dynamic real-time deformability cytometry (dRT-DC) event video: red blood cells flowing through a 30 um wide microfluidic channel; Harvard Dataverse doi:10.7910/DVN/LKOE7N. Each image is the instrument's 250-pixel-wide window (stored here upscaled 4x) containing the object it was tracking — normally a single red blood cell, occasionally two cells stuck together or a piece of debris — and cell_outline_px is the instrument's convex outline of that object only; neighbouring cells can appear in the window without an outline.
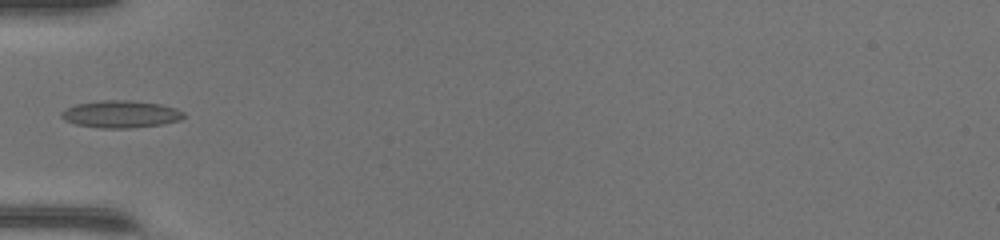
{"species": "common noctule bat (a hibernating species)", "species_latin": "Nyctalus noctula", "temperature_condition": "warm", "stored_images_in_passage": 32, "camera_frame_rate_fps": 3000, "um_per_image_px": 0.085, "animal": {"sex": "female", "body_mass_g": 17.0, "forearm_length_mm": 48.0}, "frame": {"image": 1, "passage_image": 1, "time_ms": 0.0, "image_size_px": [1000, 240], "cell_outline_px": [[184, 116], [180, 120], [164, 124], [128, 128], [100, 128], [76, 124], [64, 120], [60, 116], [60, 112], [76, 104], [100, 100], [128, 100], [160, 104], [176, 108], [184, 112]], "centroid_in_image_um": [10.26, 9.7], "position_along_channel_um": 74.7, "area_um2": 19.42}}
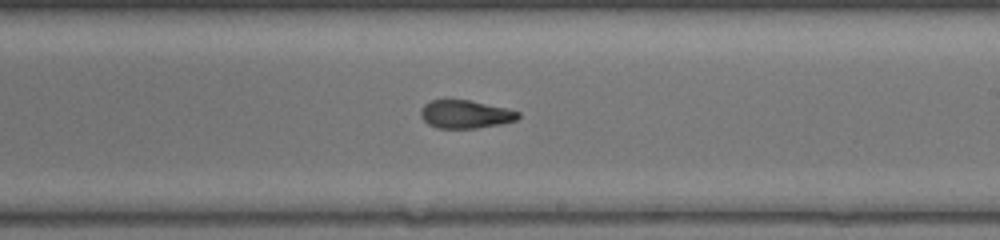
{"frame": {"image": 2, "passage_image": 13, "time_ms": 4.0, "image_size_px": [1000, 240], "cell_outline_px": [[520, 116], [516, 120], [500, 124], [476, 128], [436, 128], [428, 124], [420, 116], [420, 108], [424, 104], [432, 100], [468, 100], [504, 108], [520, 112]], "centroid_in_image_um": [39.51, 9.72], "position_along_channel_um": 249.5, "area_um2": 15.84}}
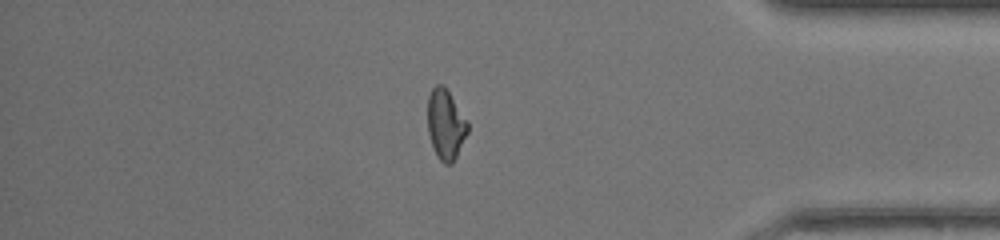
{"frame": {"image": 3, "passage_image": 25, "time_ms": 8.0, "image_size_px": [1000, 240], "cell_outline_px": [[468, 132], [452, 164], [444, 164], [436, 156], [432, 148], [428, 132], [428, 96], [432, 88], [436, 84], [444, 84], [468, 120]], "centroid_in_image_um": [37.88, 10.56], "position_along_channel_um": 397.3, "area_um2": 16.59}, "authors_computed_cell_mechanics": {"area_um2": 16.762, "velocity_mm_per_s": 4.3552, "shape_relaxation_time_tau1_ms": null, "shape_relaxation_time_tau2_ms": 1.3579, "deformation_change_tau1": null, "deformation_change_tau2": 0.0631}}